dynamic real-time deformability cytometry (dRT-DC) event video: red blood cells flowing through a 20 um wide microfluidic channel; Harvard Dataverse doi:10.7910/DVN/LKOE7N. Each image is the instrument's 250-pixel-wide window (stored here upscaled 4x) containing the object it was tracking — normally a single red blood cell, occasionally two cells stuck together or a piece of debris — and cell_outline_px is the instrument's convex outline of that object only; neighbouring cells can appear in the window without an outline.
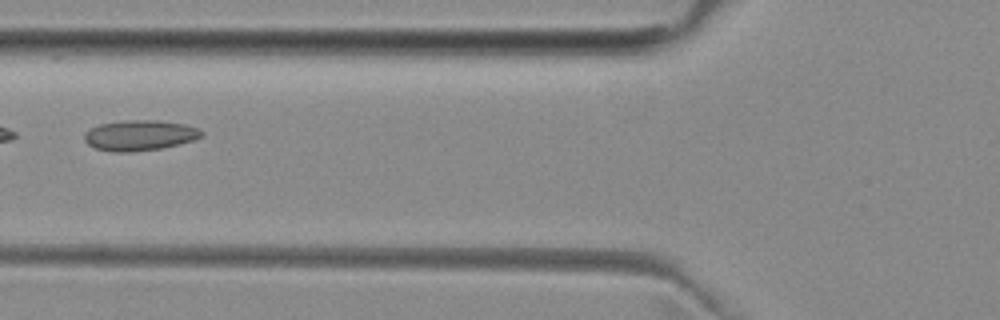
{"species": "common noctule bat (a hibernating species)", "species_latin": "Nyctalus noctula", "temperature_condition": "room temperature", "stored_images_in_passage": 6, "camera_frame_rate_fps": 3000, "um_per_image_px": 0.085, "animal": {"sex": "female", "body_mass_g": 29.2, "forearm_length_mm": 56.3}, "frame": {"image": 1, "passage_image": 6, "time_ms": 5.667, "image_size_px": [1000, 320], "cell_outline_px": [[204, 136], [192, 140], [160, 148], [128, 152], [112, 152], [96, 148], [88, 144], [84, 140], [84, 132], [88, 128], [100, 124], [128, 120], [156, 120], [184, 124], [196, 128], [204, 132]], "centroid_in_image_um": [11.83, 11.5], "position_along_channel_um": 114.0, "area_um2": 20.63}}